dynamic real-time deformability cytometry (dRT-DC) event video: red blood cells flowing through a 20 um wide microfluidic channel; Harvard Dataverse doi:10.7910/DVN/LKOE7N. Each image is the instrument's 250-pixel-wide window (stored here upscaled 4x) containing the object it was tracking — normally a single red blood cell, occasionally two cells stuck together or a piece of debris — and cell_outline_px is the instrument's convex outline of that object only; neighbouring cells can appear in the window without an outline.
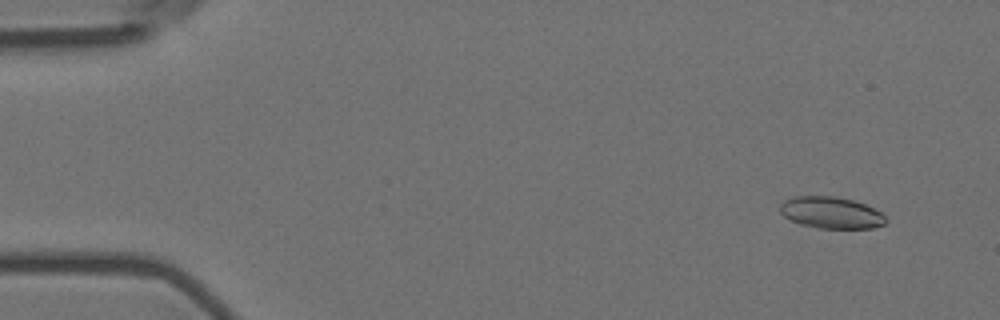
{"species": "Egyptian fruit bat (a non-hibernating species)", "species_latin": "Rousettus aegyptiacus", "temperature_condition": "room temperature", "stored_images_in_passage": 57, "camera_frame_rate_fps": 3000, "um_per_image_px": 0.085, "animal": {"sex": "female"}, "frame": {"image": 1, "passage_image": 5, "time_ms": 1.333, "image_size_px": [1000, 320], "cell_outline_px": [[888, 220], [884, 224], [872, 228], [820, 228], [800, 224], [784, 216], [780, 212], [780, 204], [784, 200], [792, 196], [836, 196], [852, 200], [864, 204], [880, 212]], "centroid_in_image_um": [70.62, 18.07], "position_along_channel_um": 14.4, "area_um2": 19.42}}
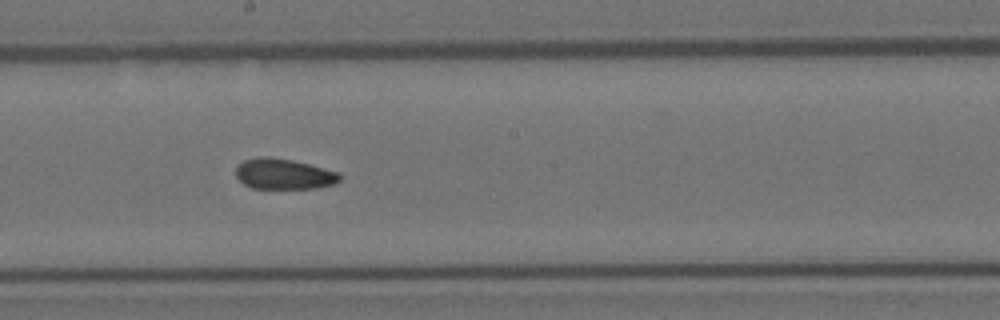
{"frame": {"image": 2, "passage_image": 32, "time_ms": 10.333, "image_size_px": [1000, 320], "cell_outline_px": [[340, 180], [332, 184], [316, 188], [252, 188], [244, 184], [236, 176], [236, 164], [244, 160], [260, 156], [268, 156], [292, 160], [340, 172]], "centroid_in_image_um": [24.09, 14.78], "position_along_channel_um": 224.1, "area_um2": 18.5}}
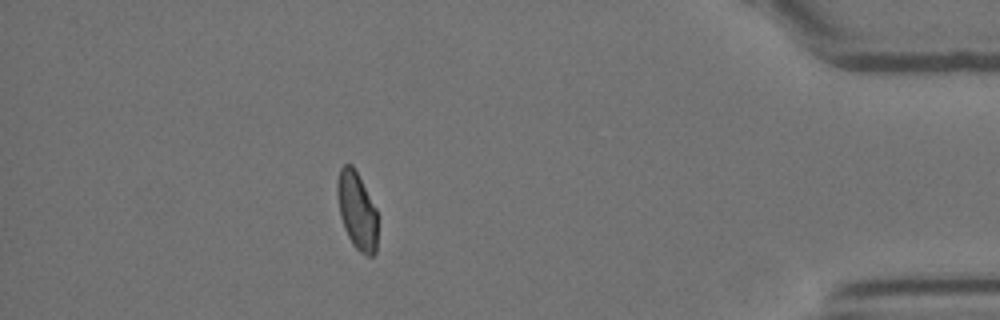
{"frame": {"image": 3, "passage_image": 51, "time_ms": 16.667, "image_size_px": [1000, 320], "cell_outline_px": [[376, 252], [372, 256], [368, 256], [360, 252], [352, 244], [344, 228], [340, 216], [336, 192], [336, 180], [340, 168], [344, 164], [352, 164], [376, 208]], "centroid_in_image_um": [30.31, 17.89], "position_along_channel_um": 404.9, "area_um2": 18.15}, "authors_computed_cell_mechanics": {"area_um2": 19.4208, "velocity_mm_per_s": 3.5854, "shape_relaxation_time_tau1_ms": null, "shape_relaxation_time_tau2_ms": 1.6829, "deformation_change_tau1": null, "deformation_change_tau2": 0.0607}}